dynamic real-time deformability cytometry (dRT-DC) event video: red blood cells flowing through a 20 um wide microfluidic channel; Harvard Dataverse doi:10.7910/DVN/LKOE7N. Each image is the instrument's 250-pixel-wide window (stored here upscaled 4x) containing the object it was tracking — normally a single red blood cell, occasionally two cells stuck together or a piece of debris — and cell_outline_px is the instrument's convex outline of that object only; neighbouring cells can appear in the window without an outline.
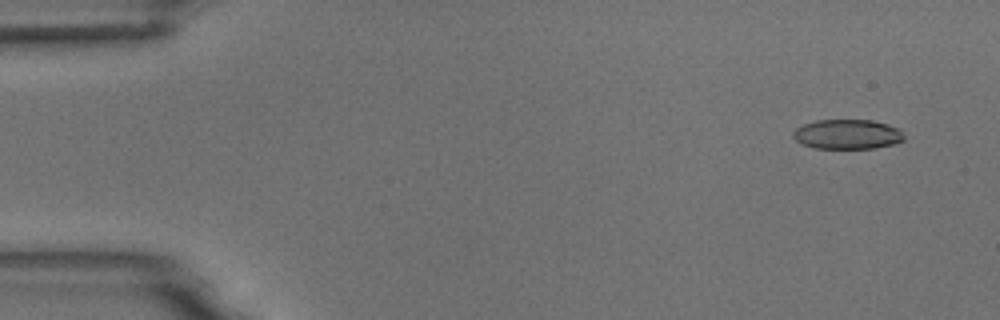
{"species": "common noctule bat (a hibernating species)", "species_latin": "Nyctalus noctula", "temperature_condition": "room temperature", "stored_images_in_passage": 5, "camera_frame_rate_fps": 3000, "um_per_image_px": 0.085, "animal": {"sex": "male", "body_mass_g": 18.8}, "frame": {"image": 1, "passage_image": 1, "time_ms": 0.0, "image_size_px": [1000, 320], "cell_outline_px": [[904, 140], [892, 144], [876, 148], [816, 148], [804, 144], [796, 140], [792, 136], [792, 132], [796, 128], [804, 124], [816, 120], [872, 120], [888, 124], [900, 128], [904, 136]], "centroid_in_image_um": [72.05, 11.4], "position_along_channel_um": 13.0, "area_um2": 19.19}}
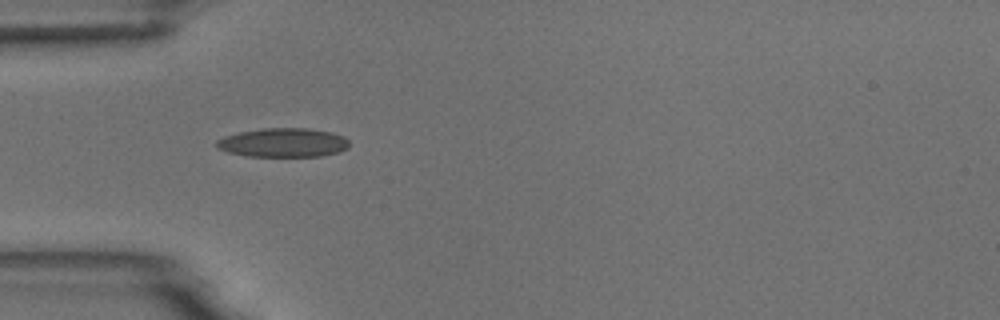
{"frame": {"image": 2, "passage_image": 4, "time_ms": 4.333, "image_size_px": [1000, 320], "cell_outline_px": [[348, 148], [340, 152], [320, 156], [248, 156], [228, 152], [216, 148], [216, 140], [224, 136], [240, 132], [264, 128], [308, 128], [332, 132], [344, 136], [348, 140]], "centroid_in_image_um": [24.08, 12.12], "position_along_channel_um": 60.9, "area_um2": 22.48}}